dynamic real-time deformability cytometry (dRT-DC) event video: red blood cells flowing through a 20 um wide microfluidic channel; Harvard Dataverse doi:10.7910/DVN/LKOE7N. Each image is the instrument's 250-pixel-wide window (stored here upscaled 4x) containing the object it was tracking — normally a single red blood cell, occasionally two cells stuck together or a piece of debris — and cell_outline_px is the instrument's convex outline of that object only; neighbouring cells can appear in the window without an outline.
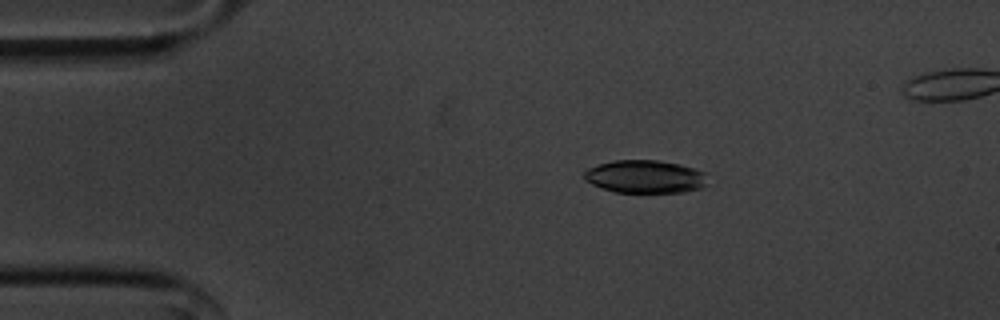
{"species": "common noctule bat (a hibernating species)", "species_latin": "Nyctalus noctula", "temperature_condition": "cold", "stored_images_in_passage": 53, "camera_frame_rate_fps": 3000, "um_per_image_px": 0.085, "animal": {"sex": "male", "body_mass_g": 20.1, "forearm_length_mm": 53.5}, "frame": {"image": 1, "passage_image": 10, "time_ms": 3.0, "image_size_px": [1000, 320], "cell_outline_px": [[708, 184], [700, 188], [684, 192], [616, 192], [592, 184], [584, 180], [584, 172], [588, 168], [600, 164], [616, 160], [656, 160], [680, 164], [704, 172]], "centroid_in_image_um": [54.84, 15.01], "position_along_channel_um": 30.2, "area_um2": 23.52}}
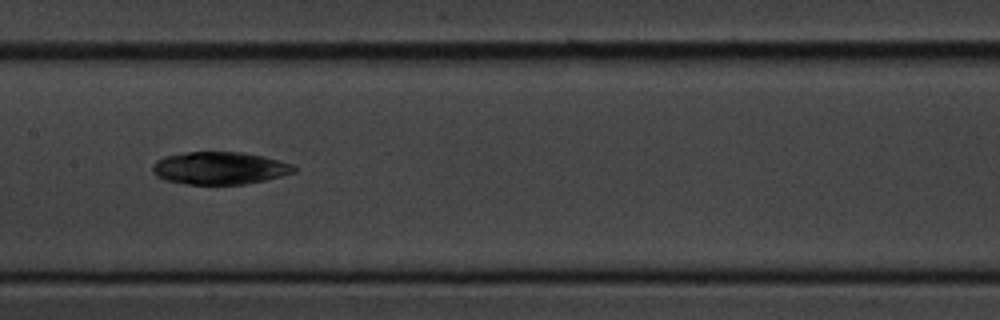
{"frame": {"image": 2, "passage_image": 27, "time_ms": 8.667, "image_size_px": [1000, 320], "cell_outline_px": [[296, 172], [264, 180], [244, 184], [188, 184], [164, 180], [156, 176], [152, 172], [152, 164], [156, 160], [164, 156], [184, 152], [244, 152], [264, 156], [292, 164], [296, 168]], "centroid_in_image_um": [18.63, 14.28], "position_along_channel_um": 188.8, "area_um2": 26.93}}
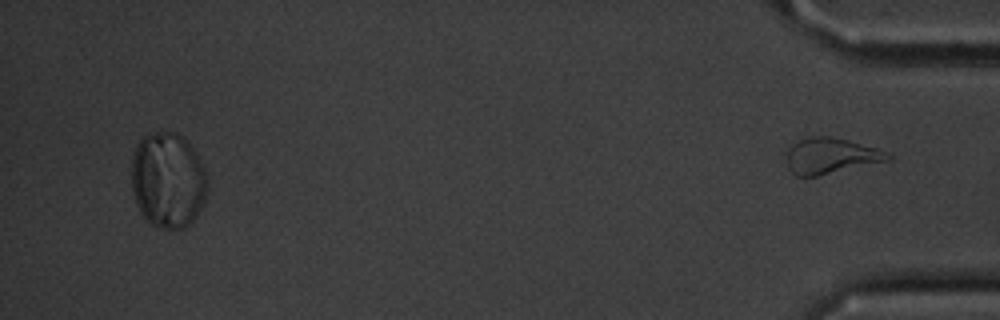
{"frame": {"image": 3, "passage_image": 53, "time_ms": 17.333, "image_size_px": [1000, 320], "cell_outline_px": [[892, 160], [816, 176], [796, 176], [788, 168], [788, 152], [792, 144], [808, 136], [832, 136], [848, 140], [876, 148], [892, 156]], "centroid_in_image_um": [70.62, 13.24], "position_along_channel_um": 364.6, "area_um2": 20.92}, "authors_computed_cell_mechanics": {"area_um2": 26.9348, "velocity_mm_per_s": 3.5941, "shape_relaxation_time_tau1_ms": 8.5851, "shape_relaxation_time_tau2_ms": null, "deformation_change_tau1": 0.0919, "deformation_change_tau2": null}}